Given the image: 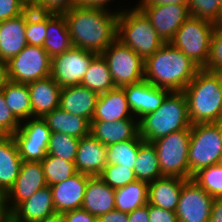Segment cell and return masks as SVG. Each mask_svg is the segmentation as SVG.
Wrapping results in <instances>:
<instances>
[{"mask_svg": "<svg viewBox=\"0 0 222 222\" xmlns=\"http://www.w3.org/2000/svg\"><path fill=\"white\" fill-rule=\"evenodd\" d=\"M30 7L40 13L63 15L76 7V0H35Z\"/></svg>", "mask_w": 222, "mask_h": 222, "instance_id": "b9f144b4", "label": "cell"}, {"mask_svg": "<svg viewBox=\"0 0 222 222\" xmlns=\"http://www.w3.org/2000/svg\"><path fill=\"white\" fill-rule=\"evenodd\" d=\"M46 31L43 48L51 58L73 47L64 15L47 14Z\"/></svg>", "mask_w": 222, "mask_h": 222, "instance_id": "4316f807", "label": "cell"}, {"mask_svg": "<svg viewBox=\"0 0 222 222\" xmlns=\"http://www.w3.org/2000/svg\"><path fill=\"white\" fill-rule=\"evenodd\" d=\"M137 7L165 43L174 38L176 31L190 17L188 5L183 4H138Z\"/></svg>", "mask_w": 222, "mask_h": 222, "instance_id": "4fadbf2b", "label": "cell"}, {"mask_svg": "<svg viewBox=\"0 0 222 222\" xmlns=\"http://www.w3.org/2000/svg\"><path fill=\"white\" fill-rule=\"evenodd\" d=\"M79 139L65 133L51 132L47 154L74 162Z\"/></svg>", "mask_w": 222, "mask_h": 222, "instance_id": "e575fe53", "label": "cell"}, {"mask_svg": "<svg viewBox=\"0 0 222 222\" xmlns=\"http://www.w3.org/2000/svg\"><path fill=\"white\" fill-rule=\"evenodd\" d=\"M203 69L209 72L222 69V24H218L214 28L206 66Z\"/></svg>", "mask_w": 222, "mask_h": 222, "instance_id": "ab89813d", "label": "cell"}, {"mask_svg": "<svg viewBox=\"0 0 222 222\" xmlns=\"http://www.w3.org/2000/svg\"><path fill=\"white\" fill-rule=\"evenodd\" d=\"M109 1L110 0H76V6L109 10L106 9V5Z\"/></svg>", "mask_w": 222, "mask_h": 222, "instance_id": "816d5d0a", "label": "cell"}, {"mask_svg": "<svg viewBox=\"0 0 222 222\" xmlns=\"http://www.w3.org/2000/svg\"><path fill=\"white\" fill-rule=\"evenodd\" d=\"M51 130L46 121L33 117L24 125H20L13 135L19 155L23 161L41 162L47 155Z\"/></svg>", "mask_w": 222, "mask_h": 222, "instance_id": "7c38bea8", "label": "cell"}, {"mask_svg": "<svg viewBox=\"0 0 222 222\" xmlns=\"http://www.w3.org/2000/svg\"><path fill=\"white\" fill-rule=\"evenodd\" d=\"M32 117L43 118L59 107L61 87L49 76L28 83Z\"/></svg>", "mask_w": 222, "mask_h": 222, "instance_id": "7402d4cb", "label": "cell"}, {"mask_svg": "<svg viewBox=\"0 0 222 222\" xmlns=\"http://www.w3.org/2000/svg\"><path fill=\"white\" fill-rule=\"evenodd\" d=\"M10 220V213L7 210L4 195L0 194V222H8Z\"/></svg>", "mask_w": 222, "mask_h": 222, "instance_id": "db71d44e", "label": "cell"}, {"mask_svg": "<svg viewBox=\"0 0 222 222\" xmlns=\"http://www.w3.org/2000/svg\"><path fill=\"white\" fill-rule=\"evenodd\" d=\"M127 96V101L131 113L139 120L144 116V100H145V80L123 87Z\"/></svg>", "mask_w": 222, "mask_h": 222, "instance_id": "60d3db41", "label": "cell"}, {"mask_svg": "<svg viewBox=\"0 0 222 222\" xmlns=\"http://www.w3.org/2000/svg\"><path fill=\"white\" fill-rule=\"evenodd\" d=\"M200 69L169 42L144 60V80L159 88L184 91Z\"/></svg>", "mask_w": 222, "mask_h": 222, "instance_id": "7a4b0ae2", "label": "cell"}, {"mask_svg": "<svg viewBox=\"0 0 222 222\" xmlns=\"http://www.w3.org/2000/svg\"><path fill=\"white\" fill-rule=\"evenodd\" d=\"M29 7L26 0H0V22L23 14Z\"/></svg>", "mask_w": 222, "mask_h": 222, "instance_id": "f6af8a7d", "label": "cell"}, {"mask_svg": "<svg viewBox=\"0 0 222 222\" xmlns=\"http://www.w3.org/2000/svg\"><path fill=\"white\" fill-rule=\"evenodd\" d=\"M215 26L210 21L190 16L176 31L170 43L203 69Z\"/></svg>", "mask_w": 222, "mask_h": 222, "instance_id": "52a82bcc", "label": "cell"}, {"mask_svg": "<svg viewBox=\"0 0 222 222\" xmlns=\"http://www.w3.org/2000/svg\"><path fill=\"white\" fill-rule=\"evenodd\" d=\"M56 213L49 186L35 192L30 198L20 202L10 212V222H40Z\"/></svg>", "mask_w": 222, "mask_h": 222, "instance_id": "e0dca14e", "label": "cell"}, {"mask_svg": "<svg viewBox=\"0 0 222 222\" xmlns=\"http://www.w3.org/2000/svg\"><path fill=\"white\" fill-rule=\"evenodd\" d=\"M218 165H221L222 166V152L220 154V158H219V161H218Z\"/></svg>", "mask_w": 222, "mask_h": 222, "instance_id": "680465c9", "label": "cell"}, {"mask_svg": "<svg viewBox=\"0 0 222 222\" xmlns=\"http://www.w3.org/2000/svg\"><path fill=\"white\" fill-rule=\"evenodd\" d=\"M74 163L77 172L98 176L107 165L106 146L91 134L82 137Z\"/></svg>", "mask_w": 222, "mask_h": 222, "instance_id": "ac0fdd59", "label": "cell"}, {"mask_svg": "<svg viewBox=\"0 0 222 222\" xmlns=\"http://www.w3.org/2000/svg\"><path fill=\"white\" fill-rule=\"evenodd\" d=\"M192 179L213 198L222 197V166L212 165L196 172Z\"/></svg>", "mask_w": 222, "mask_h": 222, "instance_id": "d590c367", "label": "cell"}, {"mask_svg": "<svg viewBox=\"0 0 222 222\" xmlns=\"http://www.w3.org/2000/svg\"><path fill=\"white\" fill-rule=\"evenodd\" d=\"M81 208L99 217L115 209V189L105 184L98 176H91Z\"/></svg>", "mask_w": 222, "mask_h": 222, "instance_id": "cb8c5ba5", "label": "cell"}, {"mask_svg": "<svg viewBox=\"0 0 222 222\" xmlns=\"http://www.w3.org/2000/svg\"><path fill=\"white\" fill-rule=\"evenodd\" d=\"M3 91L6 105L20 121L32 118V106L28 84L6 79L0 88Z\"/></svg>", "mask_w": 222, "mask_h": 222, "instance_id": "f1b7e54d", "label": "cell"}, {"mask_svg": "<svg viewBox=\"0 0 222 222\" xmlns=\"http://www.w3.org/2000/svg\"><path fill=\"white\" fill-rule=\"evenodd\" d=\"M215 73L219 76L221 87H222V69L217 70Z\"/></svg>", "mask_w": 222, "mask_h": 222, "instance_id": "6f0895ef", "label": "cell"}, {"mask_svg": "<svg viewBox=\"0 0 222 222\" xmlns=\"http://www.w3.org/2000/svg\"><path fill=\"white\" fill-rule=\"evenodd\" d=\"M116 87L144 80V60L117 38L101 53Z\"/></svg>", "mask_w": 222, "mask_h": 222, "instance_id": "9c48e42d", "label": "cell"}, {"mask_svg": "<svg viewBox=\"0 0 222 222\" xmlns=\"http://www.w3.org/2000/svg\"><path fill=\"white\" fill-rule=\"evenodd\" d=\"M143 141L138 133L133 139L106 146L107 164L134 169L139 146Z\"/></svg>", "mask_w": 222, "mask_h": 222, "instance_id": "d6a6232c", "label": "cell"}, {"mask_svg": "<svg viewBox=\"0 0 222 222\" xmlns=\"http://www.w3.org/2000/svg\"><path fill=\"white\" fill-rule=\"evenodd\" d=\"M43 119L51 132L65 133L77 139L90 134V122L87 119L72 115L60 107L46 114Z\"/></svg>", "mask_w": 222, "mask_h": 222, "instance_id": "83f0119b", "label": "cell"}, {"mask_svg": "<svg viewBox=\"0 0 222 222\" xmlns=\"http://www.w3.org/2000/svg\"><path fill=\"white\" fill-rule=\"evenodd\" d=\"M183 92L191 124L222 122V87L215 72L200 69Z\"/></svg>", "mask_w": 222, "mask_h": 222, "instance_id": "3957f363", "label": "cell"}, {"mask_svg": "<svg viewBox=\"0 0 222 222\" xmlns=\"http://www.w3.org/2000/svg\"><path fill=\"white\" fill-rule=\"evenodd\" d=\"M128 222H149L148 204L128 213Z\"/></svg>", "mask_w": 222, "mask_h": 222, "instance_id": "681fc988", "label": "cell"}, {"mask_svg": "<svg viewBox=\"0 0 222 222\" xmlns=\"http://www.w3.org/2000/svg\"><path fill=\"white\" fill-rule=\"evenodd\" d=\"M99 95L83 85L61 88L59 107L72 115L92 121Z\"/></svg>", "mask_w": 222, "mask_h": 222, "instance_id": "d6986e66", "label": "cell"}, {"mask_svg": "<svg viewBox=\"0 0 222 222\" xmlns=\"http://www.w3.org/2000/svg\"><path fill=\"white\" fill-rule=\"evenodd\" d=\"M214 198L192 178L182 186L176 209L178 222H209Z\"/></svg>", "mask_w": 222, "mask_h": 222, "instance_id": "5bb4252c", "label": "cell"}, {"mask_svg": "<svg viewBox=\"0 0 222 222\" xmlns=\"http://www.w3.org/2000/svg\"><path fill=\"white\" fill-rule=\"evenodd\" d=\"M149 222H178L176 211L166 210L148 204Z\"/></svg>", "mask_w": 222, "mask_h": 222, "instance_id": "bcb514c9", "label": "cell"}, {"mask_svg": "<svg viewBox=\"0 0 222 222\" xmlns=\"http://www.w3.org/2000/svg\"><path fill=\"white\" fill-rule=\"evenodd\" d=\"M219 2H220V5H221V9H222V0H219Z\"/></svg>", "mask_w": 222, "mask_h": 222, "instance_id": "94428289", "label": "cell"}, {"mask_svg": "<svg viewBox=\"0 0 222 222\" xmlns=\"http://www.w3.org/2000/svg\"><path fill=\"white\" fill-rule=\"evenodd\" d=\"M26 23L27 10L17 17L0 22V61L6 63L28 45Z\"/></svg>", "mask_w": 222, "mask_h": 222, "instance_id": "ffe728a7", "label": "cell"}, {"mask_svg": "<svg viewBox=\"0 0 222 222\" xmlns=\"http://www.w3.org/2000/svg\"><path fill=\"white\" fill-rule=\"evenodd\" d=\"M132 117L124 88L115 87L99 95L92 121L116 122Z\"/></svg>", "mask_w": 222, "mask_h": 222, "instance_id": "44dd1931", "label": "cell"}, {"mask_svg": "<svg viewBox=\"0 0 222 222\" xmlns=\"http://www.w3.org/2000/svg\"><path fill=\"white\" fill-rule=\"evenodd\" d=\"M20 125H22L21 122L6 105L3 91L0 89V135L13 136Z\"/></svg>", "mask_w": 222, "mask_h": 222, "instance_id": "7bdbcfd3", "label": "cell"}, {"mask_svg": "<svg viewBox=\"0 0 222 222\" xmlns=\"http://www.w3.org/2000/svg\"><path fill=\"white\" fill-rule=\"evenodd\" d=\"M98 177L112 189L124 187L137 180L133 169L113 164H107Z\"/></svg>", "mask_w": 222, "mask_h": 222, "instance_id": "f35d334b", "label": "cell"}, {"mask_svg": "<svg viewBox=\"0 0 222 222\" xmlns=\"http://www.w3.org/2000/svg\"><path fill=\"white\" fill-rule=\"evenodd\" d=\"M151 143L156 149L162 176L190 179V130L173 132Z\"/></svg>", "mask_w": 222, "mask_h": 222, "instance_id": "ba28073f", "label": "cell"}, {"mask_svg": "<svg viewBox=\"0 0 222 222\" xmlns=\"http://www.w3.org/2000/svg\"><path fill=\"white\" fill-rule=\"evenodd\" d=\"M22 162L13 136L0 135L1 195H5L16 182Z\"/></svg>", "mask_w": 222, "mask_h": 222, "instance_id": "603a6c76", "label": "cell"}, {"mask_svg": "<svg viewBox=\"0 0 222 222\" xmlns=\"http://www.w3.org/2000/svg\"><path fill=\"white\" fill-rule=\"evenodd\" d=\"M148 204V183L136 180L115 189V209L124 213Z\"/></svg>", "mask_w": 222, "mask_h": 222, "instance_id": "f546056e", "label": "cell"}, {"mask_svg": "<svg viewBox=\"0 0 222 222\" xmlns=\"http://www.w3.org/2000/svg\"><path fill=\"white\" fill-rule=\"evenodd\" d=\"M117 39L131 48L143 60L152 56L165 44L151 21L137 6L133 10L119 12Z\"/></svg>", "mask_w": 222, "mask_h": 222, "instance_id": "5b68a950", "label": "cell"}, {"mask_svg": "<svg viewBox=\"0 0 222 222\" xmlns=\"http://www.w3.org/2000/svg\"><path fill=\"white\" fill-rule=\"evenodd\" d=\"M81 85L89 88L98 95L115 88L106 60L97 54L90 62Z\"/></svg>", "mask_w": 222, "mask_h": 222, "instance_id": "4dcf8cb0", "label": "cell"}, {"mask_svg": "<svg viewBox=\"0 0 222 222\" xmlns=\"http://www.w3.org/2000/svg\"><path fill=\"white\" fill-rule=\"evenodd\" d=\"M46 186L41 162L23 161L16 182L4 195L8 212L10 213L20 202L30 198L35 192ZM9 200H13L11 207L7 205Z\"/></svg>", "mask_w": 222, "mask_h": 222, "instance_id": "9a60e30c", "label": "cell"}, {"mask_svg": "<svg viewBox=\"0 0 222 222\" xmlns=\"http://www.w3.org/2000/svg\"><path fill=\"white\" fill-rule=\"evenodd\" d=\"M47 186L58 184L77 173L74 162L47 154L41 161Z\"/></svg>", "mask_w": 222, "mask_h": 222, "instance_id": "836d02e7", "label": "cell"}, {"mask_svg": "<svg viewBox=\"0 0 222 222\" xmlns=\"http://www.w3.org/2000/svg\"><path fill=\"white\" fill-rule=\"evenodd\" d=\"M209 222H222V197L214 198Z\"/></svg>", "mask_w": 222, "mask_h": 222, "instance_id": "f907efd6", "label": "cell"}, {"mask_svg": "<svg viewBox=\"0 0 222 222\" xmlns=\"http://www.w3.org/2000/svg\"><path fill=\"white\" fill-rule=\"evenodd\" d=\"M63 15L74 47L101 54L117 38L119 11L76 6Z\"/></svg>", "mask_w": 222, "mask_h": 222, "instance_id": "6da1fadb", "label": "cell"}, {"mask_svg": "<svg viewBox=\"0 0 222 222\" xmlns=\"http://www.w3.org/2000/svg\"><path fill=\"white\" fill-rule=\"evenodd\" d=\"M138 133V122L134 119L90 122V134L105 146L133 139Z\"/></svg>", "mask_w": 222, "mask_h": 222, "instance_id": "484cf974", "label": "cell"}, {"mask_svg": "<svg viewBox=\"0 0 222 222\" xmlns=\"http://www.w3.org/2000/svg\"><path fill=\"white\" fill-rule=\"evenodd\" d=\"M30 5L35 1V0H26Z\"/></svg>", "mask_w": 222, "mask_h": 222, "instance_id": "91938a15", "label": "cell"}, {"mask_svg": "<svg viewBox=\"0 0 222 222\" xmlns=\"http://www.w3.org/2000/svg\"><path fill=\"white\" fill-rule=\"evenodd\" d=\"M190 16L222 24V9L219 0H189Z\"/></svg>", "mask_w": 222, "mask_h": 222, "instance_id": "74e56055", "label": "cell"}, {"mask_svg": "<svg viewBox=\"0 0 222 222\" xmlns=\"http://www.w3.org/2000/svg\"><path fill=\"white\" fill-rule=\"evenodd\" d=\"M47 13H40L31 7L27 9L25 37L28 45L43 47L46 39Z\"/></svg>", "mask_w": 222, "mask_h": 222, "instance_id": "8d00e7d4", "label": "cell"}, {"mask_svg": "<svg viewBox=\"0 0 222 222\" xmlns=\"http://www.w3.org/2000/svg\"><path fill=\"white\" fill-rule=\"evenodd\" d=\"M222 152V122L192 124L188 165L190 179L203 168L218 164Z\"/></svg>", "mask_w": 222, "mask_h": 222, "instance_id": "8992f818", "label": "cell"}, {"mask_svg": "<svg viewBox=\"0 0 222 222\" xmlns=\"http://www.w3.org/2000/svg\"><path fill=\"white\" fill-rule=\"evenodd\" d=\"M96 53L72 47L66 52L51 58L50 77L62 88L80 85L91 60Z\"/></svg>", "mask_w": 222, "mask_h": 222, "instance_id": "8fae6325", "label": "cell"}, {"mask_svg": "<svg viewBox=\"0 0 222 222\" xmlns=\"http://www.w3.org/2000/svg\"><path fill=\"white\" fill-rule=\"evenodd\" d=\"M90 175L77 172L65 181L50 186L57 213L81 209Z\"/></svg>", "mask_w": 222, "mask_h": 222, "instance_id": "2e32d148", "label": "cell"}, {"mask_svg": "<svg viewBox=\"0 0 222 222\" xmlns=\"http://www.w3.org/2000/svg\"><path fill=\"white\" fill-rule=\"evenodd\" d=\"M133 170L137 180L147 183L163 177L156 149L151 142L143 141L140 144Z\"/></svg>", "mask_w": 222, "mask_h": 222, "instance_id": "1f68e13d", "label": "cell"}, {"mask_svg": "<svg viewBox=\"0 0 222 222\" xmlns=\"http://www.w3.org/2000/svg\"><path fill=\"white\" fill-rule=\"evenodd\" d=\"M65 222H97V217L91 215L86 210L75 209L63 213Z\"/></svg>", "mask_w": 222, "mask_h": 222, "instance_id": "7dc6e473", "label": "cell"}, {"mask_svg": "<svg viewBox=\"0 0 222 222\" xmlns=\"http://www.w3.org/2000/svg\"><path fill=\"white\" fill-rule=\"evenodd\" d=\"M6 79L5 63L0 61V88L4 84Z\"/></svg>", "mask_w": 222, "mask_h": 222, "instance_id": "9f6ffc18", "label": "cell"}, {"mask_svg": "<svg viewBox=\"0 0 222 222\" xmlns=\"http://www.w3.org/2000/svg\"><path fill=\"white\" fill-rule=\"evenodd\" d=\"M188 102L183 91H171L160 107L138 120L139 136L153 142L170 133L190 130Z\"/></svg>", "mask_w": 222, "mask_h": 222, "instance_id": "277c9868", "label": "cell"}, {"mask_svg": "<svg viewBox=\"0 0 222 222\" xmlns=\"http://www.w3.org/2000/svg\"><path fill=\"white\" fill-rule=\"evenodd\" d=\"M189 0H142L140 4H183L188 5Z\"/></svg>", "mask_w": 222, "mask_h": 222, "instance_id": "f5cc1de1", "label": "cell"}, {"mask_svg": "<svg viewBox=\"0 0 222 222\" xmlns=\"http://www.w3.org/2000/svg\"><path fill=\"white\" fill-rule=\"evenodd\" d=\"M8 80L28 84L50 76L51 57L41 46L27 45L5 63Z\"/></svg>", "mask_w": 222, "mask_h": 222, "instance_id": "30bf717a", "label": "cell"}, {"mask_svg": "<svg viewBox=\"0 0 222 222\" xmlns=\"http://www.w3.org/2000/svg\"><path fill=\"white\" fill-rule=\"evenodd\" d=\"M97 222H128V213L114 209L97 217Z\"/></svg>", "mask_w": 222, "mask_h": 222, "instance_id": "c3c4849f", "label": "cell"}, {"mask_svg": "<svg viewBox=\"0 0 222 222\" xmlns=\"http://www.w3.org/2000/svg\"><path fill=\"white\" fill-rule=\"evenodd\" d=\"M170 92L145 80L144 116L157 110Z\"/></svg>", "mask_w": 222, "mask_h": 222, "instance_id": "ee69618b", "label": "cell"}, {"mask_svg": "<svg viewBox=\"0 0 222 222\" xmlns=\"http://www.w3.org/2000/svg\"><path fill=\"white\" fill-rule=\"evenodd\" d=\"M187 179L163 176L148 183V204L176 211L183 183Z\"/></svg>", "mask_w": 222, "mask_h": 222, "instance_id": "d4e9b609", "label": "cell"}, {"mask_svg": "<svg viewBox=\"0 0 222 222\" xmlns=\"http://www.w3.org/2000/svg\"><path fill=\"white\" fill-rule=\"evenodd\" d=\"M40 222H65L63 213H54Z\"/></svg>", "mask_w": 222, "mask_h": 222, "instance_id": "11a10c76", "label": "cell"}]
</instances>
